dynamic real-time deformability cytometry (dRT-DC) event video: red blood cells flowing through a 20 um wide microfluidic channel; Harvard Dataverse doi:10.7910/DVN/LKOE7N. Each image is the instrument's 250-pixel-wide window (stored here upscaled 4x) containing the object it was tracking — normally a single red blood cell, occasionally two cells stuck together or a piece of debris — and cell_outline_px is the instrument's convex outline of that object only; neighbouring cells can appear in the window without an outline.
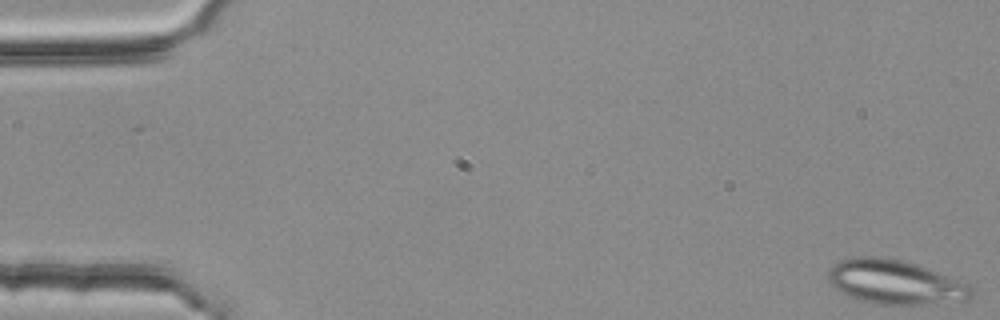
{"species": "common noctule bat (a hibernating species)", "species_latin": "Nyctalus noctula", "temperature_condition": "room temperature", "stored_images_in_passage": 5, "camera_frame_rate_fps": 3000, "um_per_image_px": 0.085, "animal": {"sex": "female", "body_mass_g": 25.1}, "frame": {"image": 1, "passage_image": 1, "time_ms": 0.0, "image_size_px": [1000, 320], "cell_outline_px": [[972, 296], [968, 300], [920, 304], [872, 304], [848, 296], [840, 292], [828, 280], [828, 272], [832, 264], [840, 260], [852, 256], [876, 256], [900, 260], [916, 264], [968, 284], [972, 288]], "centroid_in_image_um": [76.02, 23.97], "position_along_channel_um": 9.0, "area_um2": 36.7}}